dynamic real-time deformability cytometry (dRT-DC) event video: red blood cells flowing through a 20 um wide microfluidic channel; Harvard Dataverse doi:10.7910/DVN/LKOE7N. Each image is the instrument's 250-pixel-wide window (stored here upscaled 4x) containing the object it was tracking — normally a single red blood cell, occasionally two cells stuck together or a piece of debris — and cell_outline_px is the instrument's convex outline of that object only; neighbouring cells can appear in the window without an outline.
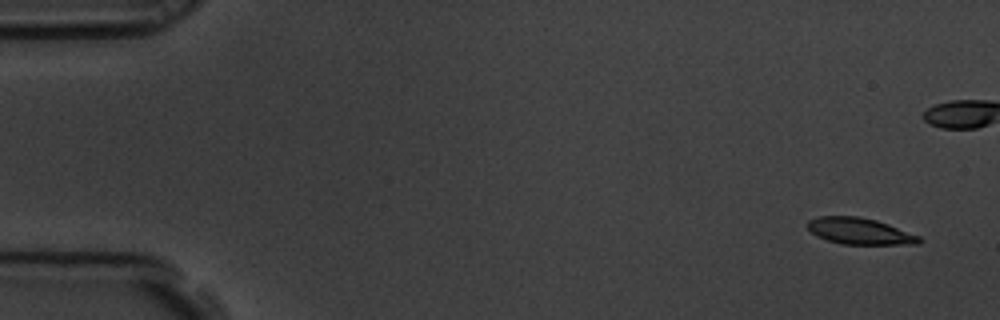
{"species": "common noctule bat (a hibernating species)", "species_latin": "Nyctalus noctula", "temperature_condition": "room temperature", "stored_images_in_passage": 6, "camera_frame_rate_fps": 3000, "um_per_image_px": 0.085, "animal": {"sex": "male", "body_mass_g": 19.5, "forearm_length_mm": 54.6}, "frame": {"image": 1, "passage_image": 1, "time_ms": 0.0, "image_size_px": [1000, 320], "cell_outline_px": [[920, 244], [840, 244], [816, 236], [808, 228], [808, 220], [816, 216], [860, 216], [876, 220], [888, 224], [920, 236]], "centroid_in_image_um": [73.05, 19.64], "position_along_channel_um": 11.9, "area_um2": 17.17}}
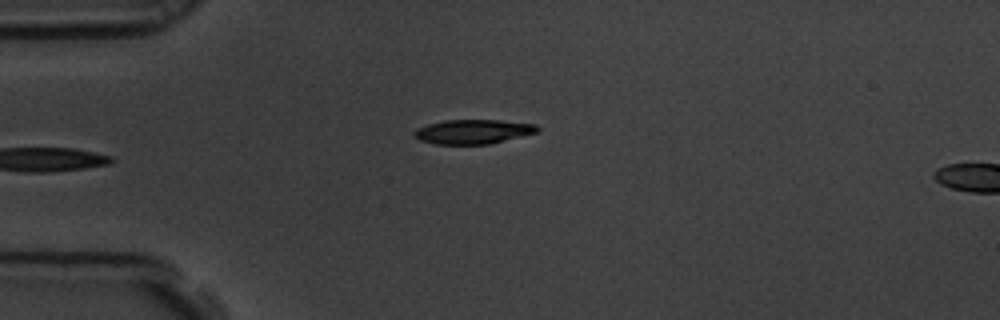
{"frame": {"image": 2, "passage_image": 5, "time_ms": 1.333, "image_size_px": [1000, 320], "cell_outline_px": [[540, 128], [536, 132], [488, 144], [436, 144], [420, 140], [412, 136], [412, 132], [416, 128], [428, 124], [448, 120], [500, 120], [536, 124]], "centroid_in_image_um": [40.16, 11.18], "position_along_channel_um": 44.8, "area_um2": 17.34}}